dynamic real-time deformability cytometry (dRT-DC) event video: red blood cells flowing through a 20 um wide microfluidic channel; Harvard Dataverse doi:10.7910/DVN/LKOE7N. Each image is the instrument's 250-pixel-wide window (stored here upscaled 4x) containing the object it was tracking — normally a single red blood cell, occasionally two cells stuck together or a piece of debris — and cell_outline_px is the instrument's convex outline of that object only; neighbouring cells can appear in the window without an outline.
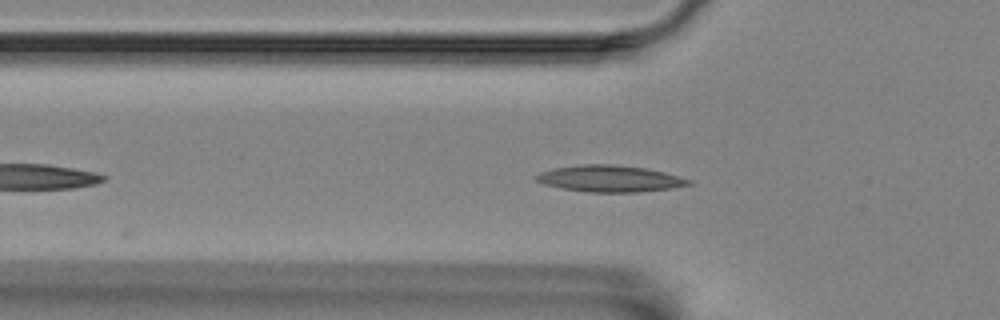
{"species": "Egyptian fruit bat (a non-hibernating species)", "species_latin": "Rousettus aegyptiacus", "temperature_condition": "room temperature", "stored_images_in_passage": 8, "camera_frame_rate_fps": 3000, "um_per_image_px": 0.085, "animal": {"sex": "female"}, "frame": {"image": 1, "passage_image": 3, "time_ms": 0.667, "image_size_px": [1000, 320], "cell_outline_px": [[692, 184], [668, 188], [640, 192], [588, 192], [560, 188], [544, 184], [536, 180], [536, 176], [540, 172], [552, 168], [584, 164], [612, 164], [644, 168], [664, 172], [692, 180]], "centroid_in_image_um": [51.81, 15.18], "position_along_channel_um": 74.0, "area_um2": 23.41}}
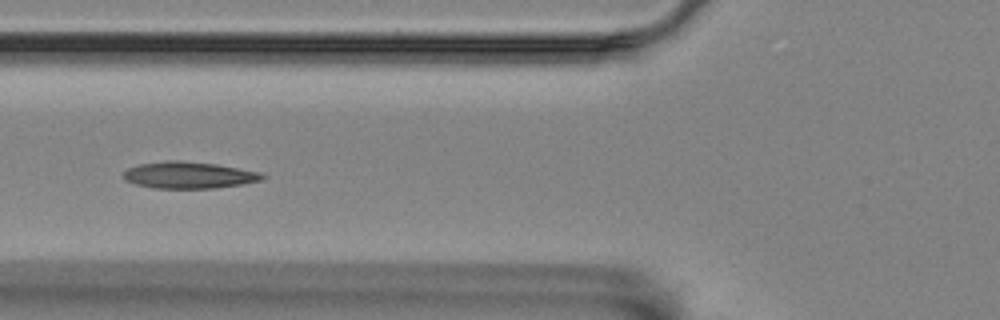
{"frame": {"image": 2, "passage_image": 6, "time_ms": 1.667, "image_size_px": [1000, 320], "cell_outline_px": [[268, 176], [264, 180], [244, 184], [216, 188], [152, 188], [136, 184], [124, 180], [124, 172], [128, 168], [140, 164], [168, 160], [180, 160], [216, 164], [260, 172]], "centroid_in_image_um": [16.1, 14.89], "position_along_channel_um": 109.7, "area_um2": 21.73}}